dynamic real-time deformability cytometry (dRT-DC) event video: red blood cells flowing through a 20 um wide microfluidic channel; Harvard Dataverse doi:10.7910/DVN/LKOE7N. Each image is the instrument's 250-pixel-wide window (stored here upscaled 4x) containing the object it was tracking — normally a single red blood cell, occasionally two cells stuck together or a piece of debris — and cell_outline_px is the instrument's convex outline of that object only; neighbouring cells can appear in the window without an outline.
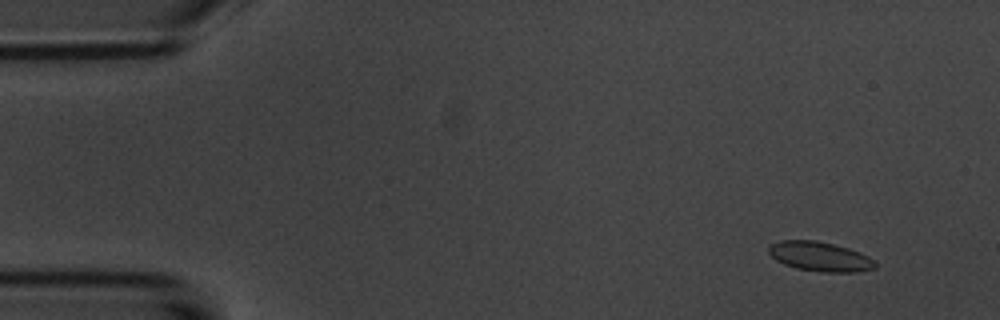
{"species": "common noctule bat (a hibernating species)", "species_latin": "Nyctalus noctula", "temperature_condition": "room temperature", "stored_images_in_passage": 12, "camera_frame_rate_fps": 3000, "um_per_image_px": 0.085, "animal": {"sex": "male", "body_mass_g": 20.1, "forearm_length_mm": 53.5}, "frame": {"image": 1, "passage_image": 5, "time_ms": 1.333, "image_size_px": [1000, 320], "cell_outline_px": [[876, 268], [856, 272], [824, 272], [796, 268], [784, 264], [776, 260], [768, 252], [768, 248], [772, 244], [780, 240], [816, 240], [848, 248], [860, 252], [876, 260]], "centroid_in_image_um": [69.72, 21.81], "position_along_channel_um": 15.3, "area_um2": 18.32}}